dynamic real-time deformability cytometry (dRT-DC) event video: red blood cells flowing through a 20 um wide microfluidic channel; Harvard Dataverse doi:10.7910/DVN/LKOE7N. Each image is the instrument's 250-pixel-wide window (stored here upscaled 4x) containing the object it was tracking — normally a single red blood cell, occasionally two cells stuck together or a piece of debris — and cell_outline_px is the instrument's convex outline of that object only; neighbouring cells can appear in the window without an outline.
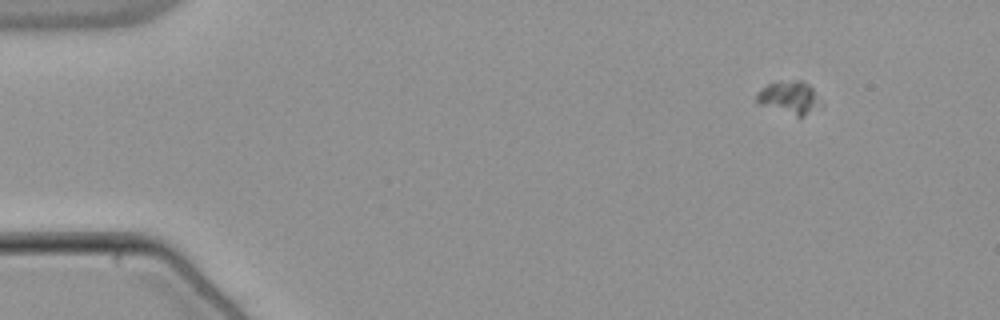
{"species": "common noctule bat (a hibernating species)", "species_latin": "Nyctalus noctula", "temperature_condition": "warm", "stored_images_in_passage": 51, "camera_frame_rate_fps": 3000, "um_per_image_px": 0.085, "animal": {"sex": "male", "body_mass_g": 21.5, "forearm_length_mm": 52.0}, "frame": {"image": 1, "passage_image": 1, "time_ms": 0.0, "image_size_px": [1000, 320], "cell_outline_px": [[824, 104], [804, 116], [796, 116], [756, 104], [756, 92], [768, 84], [796, 80], [800, 80], [808, 84], [812, 88]], "centroid_in_image_um": [67.09, 8.31], "position_along_channel_um": 17.9, "area_um2": 12.31}}
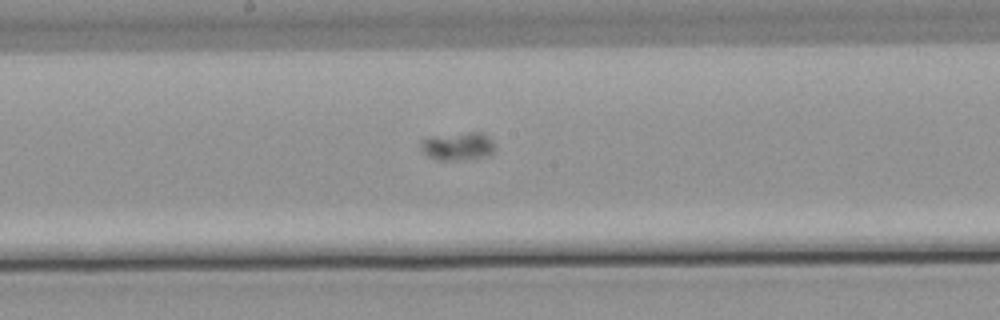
{"frame": {"image": 2, "passage_image": 25, "time_ms": 8.0, "image_size_px": [1000, 320], "cell_outline_px": [[492, 152], [484, 156], [456, 160], [436, 160], [428, 156], [420, 148], [420, 140], [428, 136], [468, 132], [480, 132], [488, 136], [492, 140]], "centroid_in_image_um": [38.83, 12.41], "position_along_channel_um": 209.4, "area_um2": 12.02}}
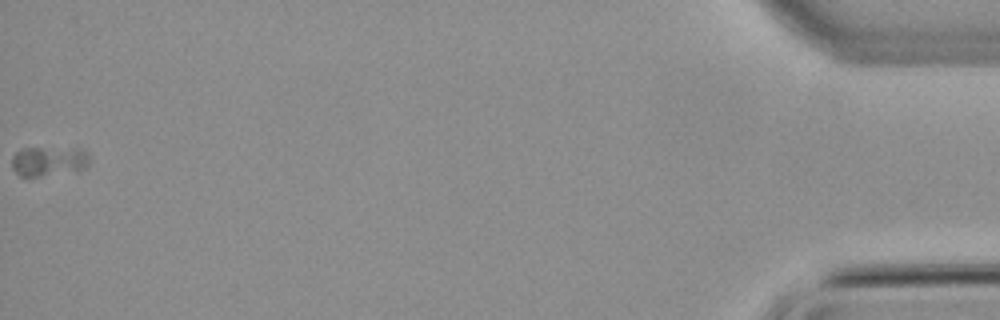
{"frame": {"image": 3, "passage_image": 51, "time_ms": 16.667, "image_size_px": [1000, 320], "cell_outline_px": [[88, 164], [84, 168], [28, 180], [20, 176], [12, 168], [12, 156], [20, 148], [80, 148], [88, 152]], "centroid_in_image_um": [4.07, 13.72], "position_along_channel_um": 431.1, "area_um2": 13.81}}